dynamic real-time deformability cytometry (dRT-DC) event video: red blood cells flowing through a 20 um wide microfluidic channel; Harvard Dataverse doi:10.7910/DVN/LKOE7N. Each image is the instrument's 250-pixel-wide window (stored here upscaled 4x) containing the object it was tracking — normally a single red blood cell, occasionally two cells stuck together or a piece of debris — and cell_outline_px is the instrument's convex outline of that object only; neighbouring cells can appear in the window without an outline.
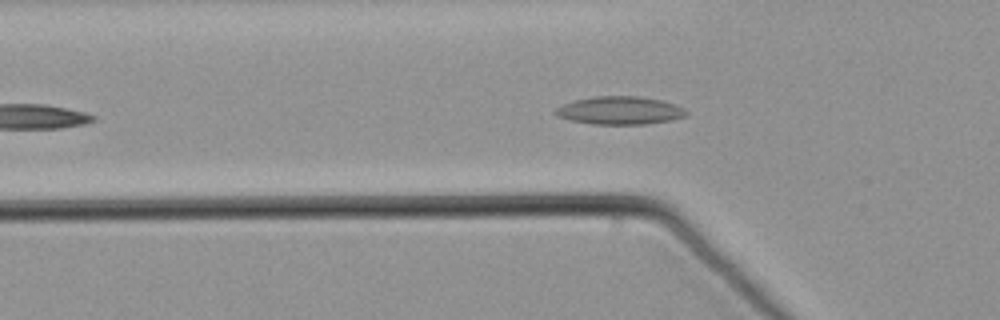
{"species": "common noctule bat (a hibernating species)", "species_latin": "Nyctalus noctula", "temperature_condition": "warm", "stored_images_in_passage": 35, "camera_frame_rate_fps": 3000, "um_per_image_px": 0.085, "animal": {"sex": "male", "body_mass_g": 21.5, "forearm_length_mm": 52.0}, "frame": {"image": 1, "passage_image": 9, "time_ms": 2.667, "image_size_px": [1000, 320], "cell_outline_px": [[688, 112], [684, 116], [672, 120], [644, 124], [592, 124], [572, 120], [556, 116], [552, 112], [556, 108], [564, 104], [576, 100], [592, 96], [636, 96], [660, 100], [676, 104], [684, 108]], "centroid_in_image_um": [52.68, 9.39], "position_along_channel_um": 73.1, "area_um2": 21.27}}
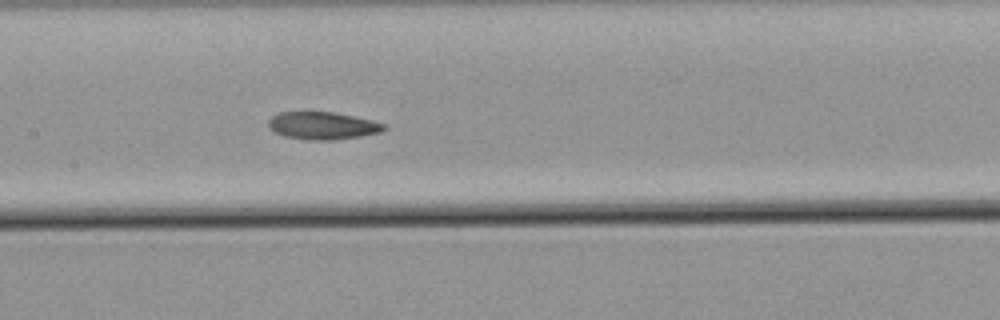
{"frame": {"image": 2, "passage_image": 18, "time_ms": 5.667, "image_size_px": [1000, 320], "cell_outline_px": [[388, 128], [380, 132], [360, 136], [332, 140], [308, 140], [284, 136], [268, 128], [268, 120], [272, 116], [280, 112], [332, 112], [372, 120], [384, 124]], "centroid_in_image_um": [27.4, 10.68], "position_along_channel_um": 180.0, "area_um2": 18.44}}
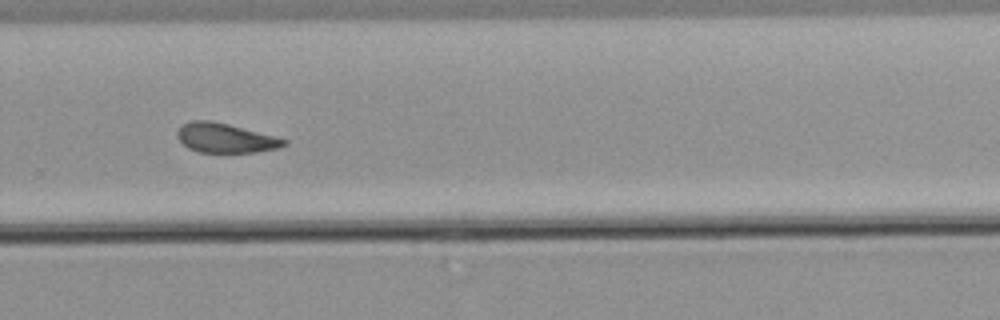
{"frame": {"image": 3, "passage_image": 29, "time_ms": 9.333, "image_size_px": [1000, 320], "cell_outline_px": [[288, 144], [280, 148], [256, 152], [200, 152], [188, 148], [180, 140], [176, 132], [184, 124], [192, 120], [208, 120], [228, 124], [288, 140]], "centroid_in_image_um": [19.18, 11.74], "position_along_channel_um": 310.6, "area_um2": 18.03}}